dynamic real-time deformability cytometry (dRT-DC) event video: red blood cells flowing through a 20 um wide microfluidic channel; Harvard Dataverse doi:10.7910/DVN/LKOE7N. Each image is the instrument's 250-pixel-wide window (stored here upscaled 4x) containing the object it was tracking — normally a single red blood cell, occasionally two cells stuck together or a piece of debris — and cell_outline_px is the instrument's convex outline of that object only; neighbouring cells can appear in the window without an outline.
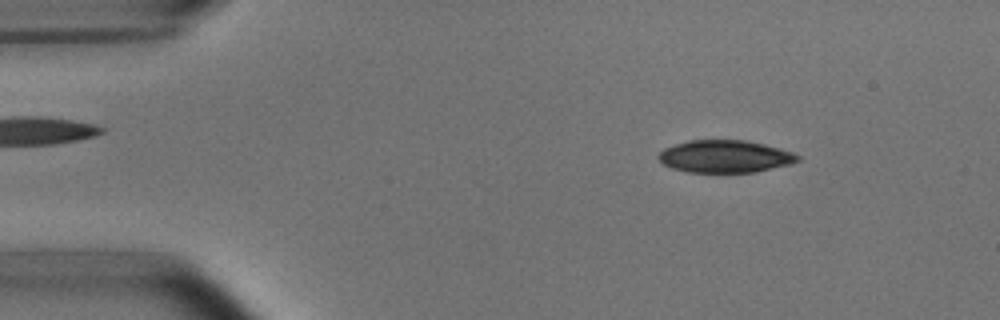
{"species": "common noctule bat (a hibernating species)", "species_latin": "Nyctalus noctula", "temperature_condition": "room temperature", "stored_images_in_passage": 50, "camera_frame_rate_fps": 3000, "um_per_image_px": 0.085, "animal": {"sex": "male", "body_mass_g": 15.6}, "frame": {"image": 1, "passage_image": 6, "time_ms": 1.667, "image_size_px": [1000, 320], "cell_outline_px": [[800, 160], [792, 164], [756, 172], [688, 172], [672, 168], [664, 164], [656, 156], [664, 148], [688, 140], [744, 140], [764, 144], [780, 148], [792, 152], [800, 156]], "centroid_in_image_um": [61.65, 13.3], "position_along_channel_um": 23.4, "area_um2": 26.36}}
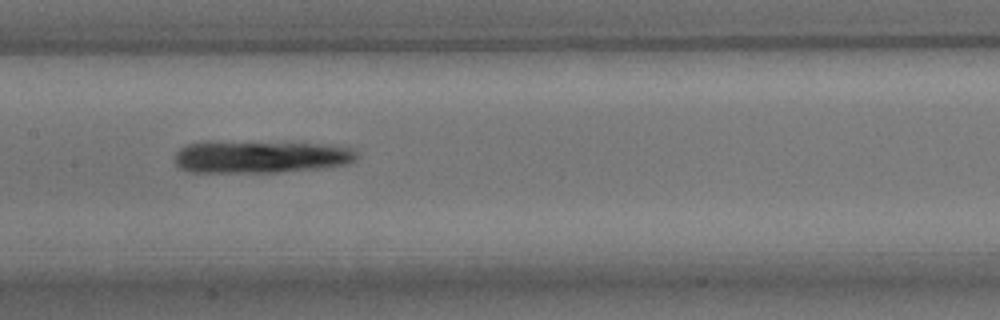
{"frame": {"image": 2, "passage_image": 24, "time_ms": 7.667, "image_size_px": [1000, 320], "cell_outline_px": [[360, 156], [356, 160], [348, 164], [324, 168], [276, 172], [192, 172], [180, 168], [176, 164], [176, 152], [184, 144], [208, 140], [212, 140], [324, 144], [348, 148], [356, 152]], "centroid_in_image_um": [22.11, 13.31], "position_along_channel_um": 185.3, "area_um2": 35.03}}
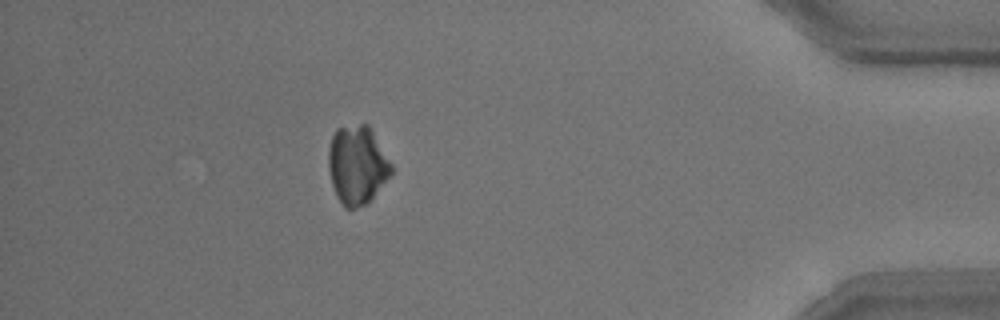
{"frame": {"image": 3, "passage_image": 45, "time_ms": 14.667, "image_size_px": [1000, 320], "cell_outline_px": [[392, 172], [372, 196], [364, 204], [356, 208], [344, 208], [332, 184], [328, 168], [328, 148], [332, 136], [336, 128], [360, 124], [368, 124], [392, 164]], "centroid_in_image_um": [30.33, 13.98], "position_along_channel_um": 404.9, "area_um2": 28.26}}